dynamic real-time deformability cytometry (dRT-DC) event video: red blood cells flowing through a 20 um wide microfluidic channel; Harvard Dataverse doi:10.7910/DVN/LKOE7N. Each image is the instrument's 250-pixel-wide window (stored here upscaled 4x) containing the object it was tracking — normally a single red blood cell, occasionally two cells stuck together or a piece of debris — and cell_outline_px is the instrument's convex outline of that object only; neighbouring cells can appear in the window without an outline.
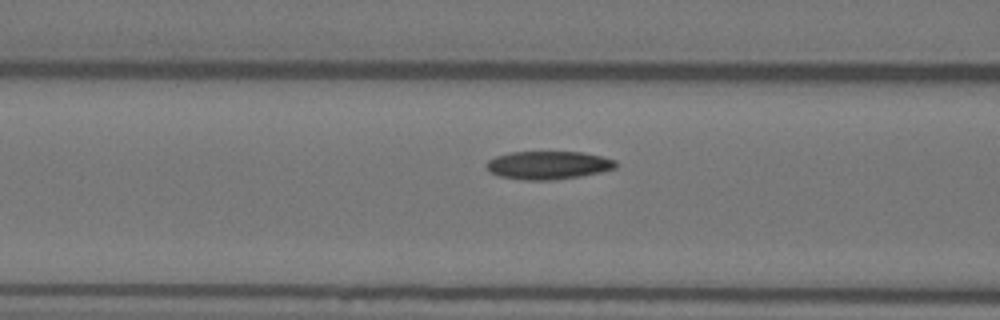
{"species": "Egyptian fruit bat (a non-hibernating species)", "species_latin": "Rousettus aegyptiacus", "temperature_condition": "warm", "stored_images_in_passage": 18, "camera_frame_rate_fps": 3000, "um_per_image_px": 0.085, "animal": {"sex": "female"}, "frame": {"image": 1, "passage_image": 16, "time_ms": 5.0, "image_size_px": [1000, 320], "cell_outline_px": [[616, 168], [600, 172], [580, 176], [556, 180], [524, 180], [500, 176], [492, 172], [488, 168], [488, 160], [496, 156], [512, 152], [584, 152], [616, 160]], "centroid_in_image_um": [46.64, 14.04], "position_along_channel_um": 120.0, "area_um2": 21.04}}